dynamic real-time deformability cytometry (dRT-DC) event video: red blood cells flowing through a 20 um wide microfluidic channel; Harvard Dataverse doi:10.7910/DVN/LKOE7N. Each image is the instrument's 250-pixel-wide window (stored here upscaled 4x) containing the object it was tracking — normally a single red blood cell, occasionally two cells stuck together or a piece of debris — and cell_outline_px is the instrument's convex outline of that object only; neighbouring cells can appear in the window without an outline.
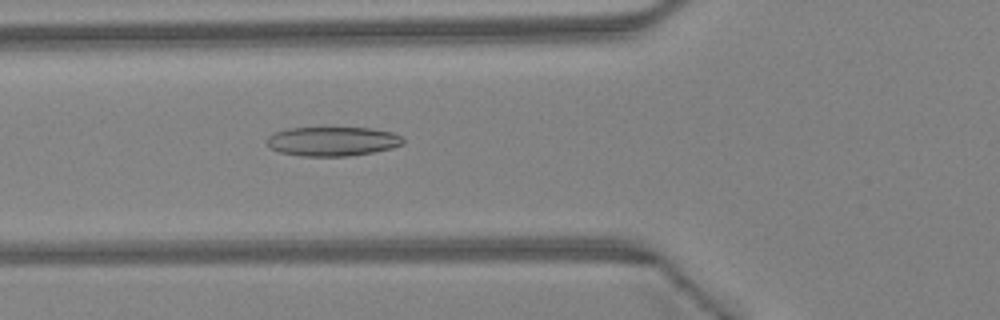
{"species": "Egyptian fruit bat (a non-hibernating species)", "species_latin": "Rousettus aegyptiacus", "temperature_condition": "warm", "stored_images_in_passage": 41, "camera_frame_rate_fps": 3000, "um_per_image_px": 0.085, "animal": {"sex": "female"}, "frame": {"image": 1, "passage_image": 13, "time_ms": 4.0, "image_size_px": [1000, 320], "cell_outline_px": [[404, 144], [392, 148], [372, 152], [348, 156], [300, 156], [280, 152], [268, 148], [268, 136], [276, 132], [288, 128], [372, 128], [392, 132], [400, 136], [404, 140]], "centroid_in_image_um": [28.27, 12.02], "position_along_channel_um": 97.5, "area_um2": 23.18}}
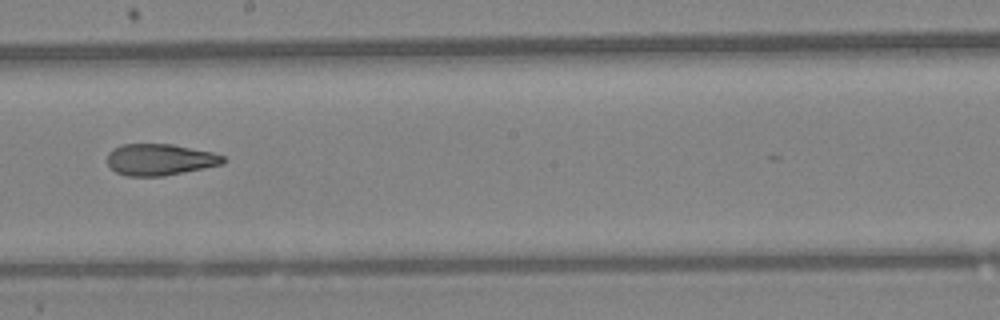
{"frame": {"image": 2, "passage_image": 22, "time_ms": 7.0, "image_size_px": [1000, 320], "cell_outline_px": [[228, 160], [224, 164], [164, 176], [128, 176], [116, 172], [108, 164], [108, 152], [112, 148], [120, 144], [172, 144], [212, 152], [224, 156]], "centroid_in_image_um": [13.61, 13.56], "position_along_channel_um": 234.6, "area_um2": 21.39}}
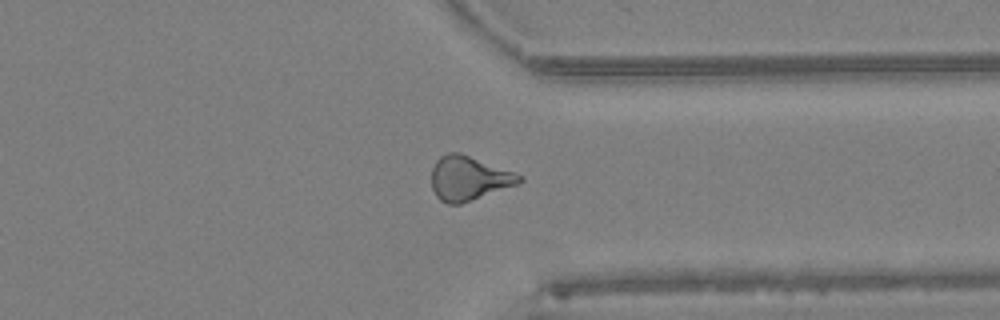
{"frame": {"image": 3, "passage_image": 31, "time_ms": 10.0, "image_size_px": [1000, 320], "cell_outline_px": [[524, 180], [520, 184], [460, 204], [448, 204], [440, 200], [436, 196], [432, 188], [432, 168], [436, 160], [440, 156], [448, 152], [460, 152], [524, 176]], "centroid_in_image_um": [39.86, 15.15], "position_along_channel_um": 371.5, "area_um2": 22.77}, "authors_computed_cell_mechanics": {"area_um2": 22.6576, "velocity_mm_per_s": 4.5915, "shape_relaxation_time_tau1_ms": null, "shape_relaxation_time_tau2_ms": 2.6395, "deformation_change_tau1": null, "deformation_change_tau2": 0.118}}